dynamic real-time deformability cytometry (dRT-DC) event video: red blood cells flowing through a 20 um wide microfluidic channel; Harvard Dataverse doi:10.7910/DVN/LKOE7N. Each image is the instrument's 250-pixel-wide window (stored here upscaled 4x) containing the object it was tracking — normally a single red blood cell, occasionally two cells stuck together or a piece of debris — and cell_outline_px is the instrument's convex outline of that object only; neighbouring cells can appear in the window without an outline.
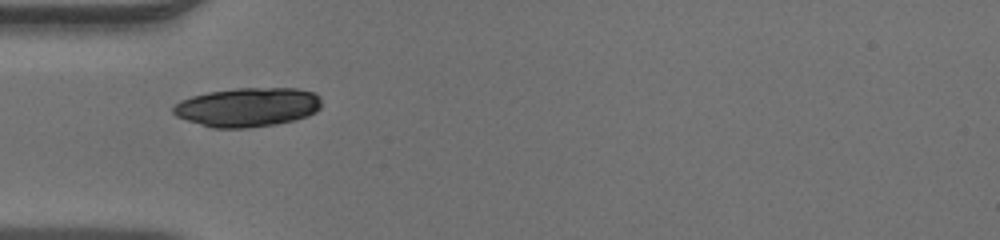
{"species": "human", "species_latin": "Homo sapiens", "temperature_condition": "warm", "stored_images_in_passage": 34, "camera_frame_rate_fps": 3000, "um_per_image_px": 0.085, "donor": {"sex": "male"}, "frame": {"image": 1, "passage_image": 1, "time_ms": 0.0, "image_size_px": [1000, 240], "cell_outline_px": [[320, 108], [316, 112], [308, 116], [296, 120], [276, 124], [248, 128], [212, 128], [176, 116], [172, 112], [172, 108], [180, 100], [192, 96], [208, 92], [236, 88], [296, 88], [316, 92], [320, 96]], "centroid_in_image_um": [21.08, 9.1], "position_along_channel_um": 63.9, "area_um2": 33.99}}
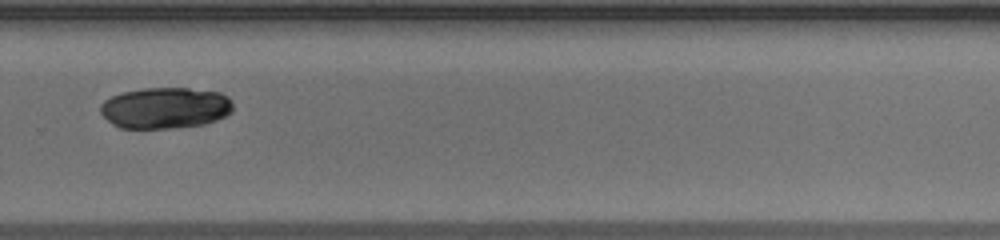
{"frame": {"image": 2, "passage_image": 19, "time_ms": 6.0, "image_size_px": [1000, 240], "cell_outline_px": [[232, 112], [216, 120], [204, 124], [168, 128], [120, 128], [112, 124], [100, 112], [100, 104], [104, 100], [112, 96], [124, 92], [144, 88], [188, 88], [220, 92], [228, 96], [232, 100]], "centroid_in_image_um": [14.05, 9.17], "position_along_channel_um": 315.8, "area_um2": 31.85}}
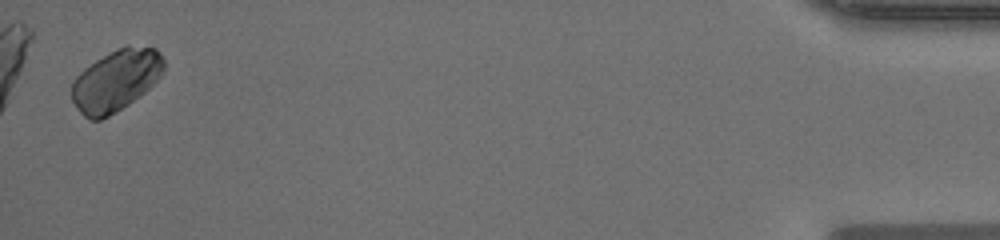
{"frame": {"image": 3, "passage_image": 33, "time_ms": 10.667, "image_size_px": [1000, 240], "cell_outline_px": [[164, 72], [144, 92], [128, 104], [108, 116], [100, 120], [88, 120], [76, 108], [72, 100], [72, 80], [84, 68], [96, 60], [128, 44], [156, 48], [160, 52], [164, 60]], "centroid_in_image_um": [9.85, 6.83], "position_along_channel_um": 425.4, "area_um2": 32.83}}